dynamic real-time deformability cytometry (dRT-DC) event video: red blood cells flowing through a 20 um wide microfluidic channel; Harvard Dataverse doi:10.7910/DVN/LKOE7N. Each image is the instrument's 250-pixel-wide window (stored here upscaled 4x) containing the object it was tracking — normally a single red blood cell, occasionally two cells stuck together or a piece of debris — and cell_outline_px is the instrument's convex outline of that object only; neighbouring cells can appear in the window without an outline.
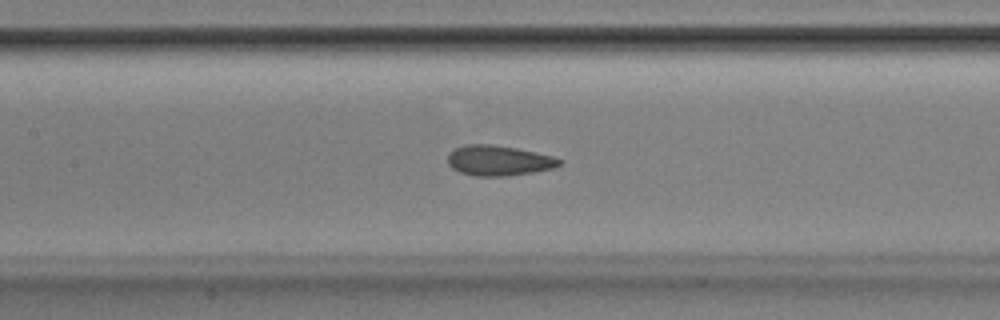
{"species": "Egyptian fruit bat (a non-hibernating species)", "species_latin": "Rousettus aegyptiacus", "temperature_condition": "room temperature", "stored_images_in_passage": 46, "camera_frame_rate_fps": 3000, "um_per_image_px": 0.085, "animal": {"sex": "male"}, "frame": {"image": 1, "passage_image": 21, "time_ms": 6.667, "image_size_px": [1000, 320], "cell_outline_px": [[564, 160], [560, 164], [552, 168], [532, 172], [508, 176], [472, 176], [460, 172], [452, 168], [448, 164], [448, 152], [464, 144], [492, 144], [516, 148], [552, 156]], "centroid_in_image_um": [42.35, 13.64], "position_along_channel_um": 165.1, "area_um2": 19.71}}
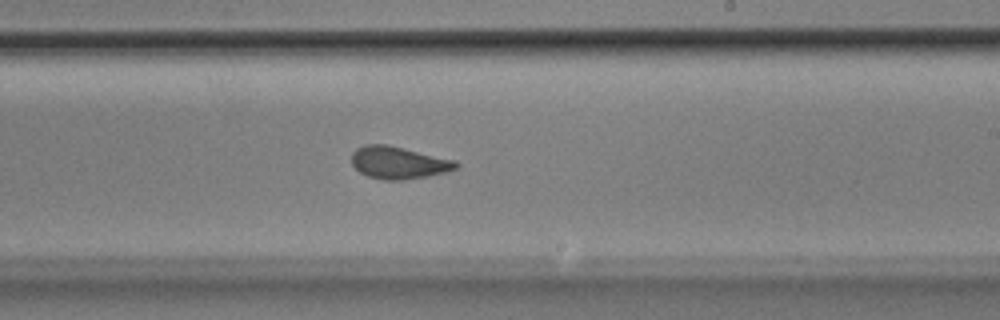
{"frame": {"image": 2, "passage_image": 28, "time_ms": 9.0, "image_size_px": [1000, 320], "cell_outline_px": [[460, 168], [448, 172], [428, 176], [404, 180], [384, 180], [368, 176], [360, 172], [352, 164], [352, 152], [356, 148], [364, 144], [388, 144], [456, 160], [460, 164]], "centroid_in_image_um": [33.92, 13.82], "position_along_channel_um": 255.1, "area_um2": 20.0}}
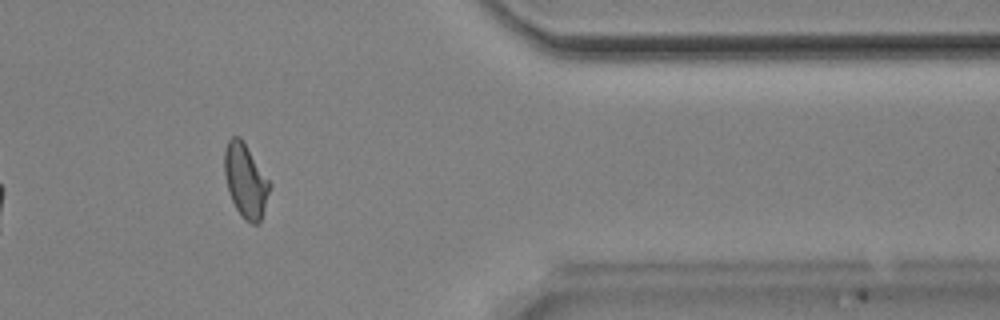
{"frame": {"image": 3, "passage_image": 40, "time_ms": 13.0, "image_size_px": [1000, 320], "cell_outline_px": [[272, 184], [260, 224], [252, 224], [244, 220], [236, 208], [228, 192], [224, 176], [224, 152], [228, 140], [232, 136], [240, 136]], "centroid_in_image_um": [20.87, 15.38], "position_along_channel_um": 390.5, "area_um2": 19.65}, "authors_computed_cell_mechanics": {"area_um2": 19.652, "velocity_mm_per_s": 3.8907, "shape_relaxation_time_tau1_ms": 4.4706, "shape_relaxation_time_tau2_ms": 0.9486, "deformation_change_tau1": 0.1269, "deformation_change_tau2": 0.0821}}